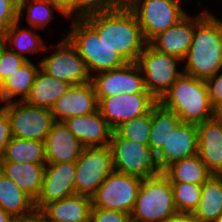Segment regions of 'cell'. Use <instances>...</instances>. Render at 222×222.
I'll use <instances>...</instances> for the list:
<instances>
[{"label":"cell","mask_w":222,"mask_h":222,"mask_svg":"<svg viewBox=\"0 0 222 222\" xmlns=\"http://www.w3.org/2000/svg\"><path fill=\"white\" fill-rule=\"evenodd\" d=\"M82 17L127 63L137 62L148 44L136 15L127 5L114 10L90 12Z\"/></svg>","instance_id":"obj_1"},{"label":"cell","mask_w":222,"mask_h":222,"mask_svg":"<svg viewBox=\"0 0 222 222\" xmlns=\"http://www.w3.org/2000/svg\"><path fill=\"white\" fill-rule=\"evenodd\" d=\"M214 13V14H213ZM210 11L195 27L183 73L207 80L222 70V18Z\"/></svg>","instance_id":"obj_2"},{"label":"cell","mask_w":222,"mask_h":222,"mask_svg":"<svg viewBox=\"0 0 222 222\" xmlns=\"http://www.w3.org/2000/svg\"><path fill=\"white\" fill-rule=\"evenodd\" d=\"M184 123L201 124L217 115L212 107L205 80L183 73L158 101Z\"/></svg>","instance_id":"obj_3"},{"label":"cell","mask_w":222,"mask_h":222,"mask_svg":"<svg viewBox=\"0 0 222 222\" xmlns=\"http://www.w3.org/2000/svg\"><path fill=\"white\" fill-rule=\"evenodd\" d=\"M66 37L76 47L91 77L124 66L127 62L110 48L98 32L82 17H70Z\"/></svg>","instance_id":"obj_4"},{"label":"cell","mask_w":222,"mask_h":222,"mask_svg":"<svg viewBox=\"0 0 222 222\" xmlns=\"http://www.w3.org/2000/svg\"><path fill=\"white\" fill-rule=\"evenodd\" d=\"M177 214L169 178L164 173L143 178L131 222H166Z\"/></svg>","instance_id":"obj_5"},{"label":"cell","mask_w":222,"mask_h":222,"mask_svg":"<svg viewBox=\"0 0 222 222\" xmlns=\"http://www.w3.org/2000/svg\"><path fill=\"white\" fill-rule=\"evenodd\" d=\"M109 147L112 154L113 170L140 178H149L164 173L157 153L149 145L121 137L112 131Z\"/></svg>","instance_id":"obj_6"},{"label":"cell","mask_w":222,"mask_h":222,"mask_svg":"<svg viewBox=\"0 0 222 222\" xmlns=\"http://www.w3.org/2000/svg\"><path fill=\"white\" fill-rule=\"evenodd\" d=\"M61 36L56 44L48 42L45 55L43 54L39 60L40 68L52 77L71 85L91 82V75L76 47L66 37V34Z\"/></svg>","instance_id":"obj_7"},{"label":"cell","mask_w":222,"mask_h":222,"mask_svg":"<svg viewBox=\"0 0 222 222\" xmlns=\"http://www.w3.org/2000/svg\"><path fill=\"white\" fill-rule=\"evenodd\" d=\"M140 67L146 90L159 101L175 81L183 74L182 60L161 53L149 44L136 62Z\"/></svg>","instance_id":"obj_8"},{"label":"cell","mask_w":222,"mask_h":222,"mask_svg":"<svg viewBox=\"0 0 222 222\" xmlns=\"http://www.w3.org/2000/svg\"><path fill=\"white\" fill-rule=\"evenodd\" d=\"M182 2L183 0H129L127 6L136 15L143 36L149 42L188 13V7L183 6Z\"/></svg>","instance_id":"obj_9"},{"label":"cell","mask_w":222,"mask_h":222,"mask_svg":"<svg viewBox=\"0 0 222 222\" xmlns=\"http://www.w3.org/2000/svg\"><path fill=\"white\" fill-rule=\"evenodd\" d=\"M142 178L112 171L91 197L92 208L132 213Z\"/></svg>","instance_id":"obj_10"},{"label":"cell","mask_w":222,"mask_h":222,"mask_svg":"<svg viewBox=\"0 0 222 222\" xmlns=\"http://www.w3.org/2000/svg\"><path fill=\"white\" fill-rule=\"evenodd\" d=\"M112 171L109 146L83 148L76 161V194L91 198Z\"/></svg>","instance_id":"obj_11"},{"label":"cell","mask_w":222,"mask_h":222,"mask_svg":"<svg viewBox=\"0 0 222 222\" xmlns=\"http://www.w3.org/2000/svg\"><path fill=\"white\" fill-rule=\"evenodd\" d=\"M6 113L10 120L12 137L26 140L45 141L56 122L50 109L15 101L7 104Z\"/></svg>","instance_id":"obj_12"},{"label":"cell","mask_w":222,"mask_h":222,"mask_svg":"<svg viewBox=\"0 0 222 222\" xmlns=\"http://www.w3.org/2000/svg\"><path fill=\"white\" fill-rule=\"evenodd\" d=\"M98 110L114 131L122 123L149 112L158 101L150 93L97 98Z\"/></svg>","instance_id":"obj_13"},{"label":"cell","mask_w":222,"mask_h":222,"mask_svg":"<svg viewBox=\"0 0 222 222\" xmlns=\"http://www.w3.org/2000/svg\"><path fill=\"white\" fill-rule=\"evenodd\" d=\"M97 98L121 94L149 93L144 84L142 71L136 62L94 74L91 77Z\"/></svg>","instance_id":"obj_14"},{"label":"cell","mask_w":222,"mask_h":222,"mask_svg":"<svg viewBox=\"0 0 222 222\" xmlns=\"http://www.w3.org/2000/svg\"><path fill=\"white\" fill-rule=\"evenodd\" d=\"M204 7L198 14H189L188 11L175 25L157 34L148 44L161 53L183 60L190 49L196 25L211 11L207 6Z\"/></svg>","instance_id":"obj_15"},{"label":"cell","mask_w":222,"mask_h":222,"mask_svg":"<svg viewBox=\"0 0 222 222\" xmlns=\"http://www.w3.org/2000/svg\"><path fill=\"white\" fill-rule=\"evenodd\" d=\"M76 162L46 164L42 187L35 202L38 212L44 205L76 194Z\"/></svg>","instance_id":"obj_16"},{"label":"cell","mask_w":222,"mask_h":222,"mask_svg":"<svg viewBox=\"0 0 222 222\" xmlns=\"http://www.w3.org/2000/svg\"><path fill=\"white\" fill-rule=\"evenodd\" d=\"M98 100L92 82L72 85L71 88L51 107L55 121L62 122L73 116L95 112Z\"/></svg>","instance_id":"obj_17"},{"label":"cell","mask_w":222,"mask_h":222,"mask_svg":"<svg viewBox=\"0 0 222 222\" xmlns=\"http://www.w3.org/2000/svg\"><path fill=\"white\" fill-rule=\"evenodd\" d=\"M84 148L109 146L112 129L100 111L73 116L62 121Z\"/></svg>","instance_id":"obj_18"},{"label":"cell","mask_w":222,"mask_h":222,"mask_svg":"<svg viewBox=\"0 0 222 222\" xmlns=\"http://www.w3.org/2000/svg\"><path fill=\"white\" fill-rule=\"evenodd\" d=\"M198 130L195 124L181 122L166 145L157 153L164 171L172 163L198 154Z\"/></svg>","instance_id":"obj_19"},{"label":"cell","mask_w":222,"mask_h":222,"mask_svg":"<svg viewBox=\"0 0 222 222\" xmlns=\"http://www.w3.org/2000/svg\"><path fill=\"white\" fill-rule=\"evenodd\" d=\"M91 198L79 194L44 205L37 215L42 222H88Z\"/></svg>","instance_id":"obj_20"},{"label":"cell","mask_w":222,"mask_h":222,"mask_svg":"<svg viewBox=\"0 0 222 222\" xmlns=\"http://www.w3.org/2000/svg\"><path fill=\"white\" fill-rule=\"evenodd\" d=\"M196 126L198 155L213 174L219 175L222 173V120L216 115Z\"/></svg>","instance_id":"obj_21"},{"label":"cell","mask_w":222,"mask_h":222,"mask_svg":"<svg viewBox=\"0 0 222 222\" xmlns=\"http://www.w3.org/2000/svg\"><path fill=\"white\" fill-rule=\"evenodd\" d=\"M44 142L46 164L76 162L84 148L65 124L59 121L53 124Z\"/></svg>","instance_id":"obj_22"},{"label":"cell","mask_w":222,"mask_h":222,"mask_svg":"<svg viewBox=\"0 0 222 222\" xmlns=\"http://www.w3.org/2000/svg\"><path fill=\"white\" fill-rule=\"evenodd\" d=\"M0 207L16 220H26L37 215L34 200L1 171Z\"/></svg>","instance_id":"obj_23"},{"label":"cell","mask_w":222,"mask_h":222,"mask_svg":"<svg viewBox=\"0 0 222 222\" xmlns=\"http://www.w3.org/2000/svg\"><path fill=\"white\" fill-rule=\"evenodd\" d=\"M56 13L68 23L70 16L51 0H19L18 21L24 23L25 20L28 27L44 32L52 27Z\"/></svg>","instance_id":"obj_24"},{"label":"cell","mask_w":222,"mask_h":222,"mask_svg":"<svg viewBox=\"0 0 222 222\" xmlns=\"http://www.w3.org/2000/svg\"><path fill=\"white\" fill-rule=\"evenodd\" d=\"M22 24L23 23L18 21L12 24L4 32L7 40V46L11 51L24 57L27 61L31 60V57H29L30 54L32 56L34 54H36L37 57L40 56L38 58V60H40L43 53H45L47 43H45V39L39 33V30L26 26L25 28H22Z\"/></svg>","instance_id":"obj_25"},{"label":"cell","mask_w":222,"mask_h":222,"mask_svg":"<svg viewBox=\"0 0 222 222\" xmlns=\"http://www.w3.org/2000/svg\"><path fill=\"white\" fill-rule=\"evenodd\" d=\"M46 164L0 162V171L12 179L34 201L43 182Z\"/></svg>","instance_id":"obj_26"},{"label":"cell","mask_w":222,"mask_h":222,"mask_svg":"<svg viewBox=\"0 0 222 222\" xmlns=\"http://www.w3.org/2000/svg\"><path fill=\"white\" fill-rule=\"evenodd\" d=\"M71 86L70 83L56 79L40 68L25 102L32 106L51 109L53 104L58 101Z\"/></svg>","instance_id":"obj_27"},{"label":"cell","mask_w":222,"mask_h":222,"mask_svg":"<svg viewBox=\"0 0 222 222\" xmlns=\"http://www.w3.org/2000/svg\"><path fill=\"white\" fill-rule=\"evenodd\" d=\"M33 58L16 70L3 84L0 85V96L8 103L25 101L34 83L40 62ZM36 61V62H34Z\"/></svg>","instance_id":"obj_28"},{"label":"cell","mask_w":222,"mask_h":222,"mask_svg":"<svg viewBox=\"0 0 222 222\" xmlns=\"http://www.w3.org/2000/svg\"><path fill=\"white\" fill-rule=\"evenodd\" d=\"M181 122V119L173 111L164 108L158 102L151 109L149 147L158 153Z\"/></svg>","instance_id":"obj_29"},{"label":"cell","mask_w":222,"mask_h":222,"mask_svg":"<svg viewBox=\"0 0 222 222\" xmlns=\"http://www.w3.org/2000/svg\"><path fill=\"white\" fill-rule=\"evenodd\" d=\"M222 212V177L213 174L202 184L201 199L192 214L201 222H215Z\"/></svg>","instance_id":"obj_30"},{"label":"cell","mask_w":222,"mask_h":222,"mask_svg":"<svg viewBox=\"0 0 222 222\" xmlns=\"http://www.w3.org/2000/svg\"><path fill=\"white\" fill-rule=\"evenodd\" d=\"M170 182L192 183L202 185L213 173L198 154L176 161L164 170Z\"/></svg>","instance_id":"obj_31"},{"label":"cell","mask_w":222,"mask_h":222,"mask_svg":"<svg viewBox=\"0 0 222 222\" xmlns=\"http://www.w3.org/2000/svg\"><path fill=\"white\" fill-rule=\"evenodd\" d=\"M0 162L46 164L45 142L12 137Z\"/></svg>","instance_id":"obj_32"},{"label":"cell","mask_w":222,"mask_h":222,"mask_svg":"<svg viewBox=\"0 0 222 222\" xmlns=\"http://www.w3.org/2000/svg\"><path fill=\"white\" fill-rule=\"evenodd\" d=\"M171 185L178 213L193 214L201 199L202 185L185 182H171Z\"/></svg>","instance_id":"obj_33"},{"label":"cell","mask_w":222,"mask_h":222,"mask_svg":"<svg viewBox=\"0 0 222 222\" xmlns=\"http://www.w3.org/2000/svg\"><path fill=\"white\" fill-rule=\"evenodd\" d=\"M115 131L123 138L149 145L151 132V110L144 115L122 123Z\"/></svg>","instance_id":"obj_34"},{"label":"cell","mask_w":222,"mask_h":222,"mask_svg":"<svg viewBox=\"0 0 222 222\" xmlns=\"http://www.w3.org/2000/svg\"><path fill=\"white\" fill-rule=\"evenodd\" d=\"M26 62L27 59L7 48L0 60V85Z\"/></svg>","instance_id":"obj_35"},{"label":"cell","mask_w":222,"mask_h":222,"mask_svg":"<svg viewBox=\"0 0 222 222\" xmlns=\"http://www.w3.org/2000/svg\"><path fill=\"white\" fill-rule=\"evenodd\" d=\"M127 5V0H79V16L104 10H114Z\"/></svg>","instance_id":"obj_36"},{"label":"cell","mask_w":222,"mask_h":222,"mask_svg":"<svg viewBox=\"0 0 222 222\" xmlns=\"http://www.w3.org/2000/svg\"><path fill=\"white\" fill-rule=\"evenodd\" d=\"M19 0H0V33L18 22Z\"/></svg>","instance_id":"obj_37"},{"label":"cell","mask_w":222,"mask_h":222,"mask_svg":"<svg viewBox=\"0 0 222 222\" xmlns=\"http://www.w3.org/2000/svg\"><path fill=\"white\" fill-rule=\"evenodd\" d=\"M90 222H131L130 214L118 210L91 208Z\"/></svg>","instance_id":"obj_38"},{"label":"cell","mask_w":222,"mask_h":222,"mask_svg":"<svg viewBox=\"0 0 222 222\" xmlns=\"http://www.w3.org/2000/svg\"><path fill=\"white\" fill-rule=\"evenodd\" d=\"M205 82L212 107L216 112L222 110V70Z\"/></svg>","instance_id":"obj_39"},{"label":"cell","mask_w":222,"mask_h":222,"mask_svg":"<svg viewBox=\"0 0 222 222\" xmlns=\"http://www.w3.org/2000/svg\"><path fill=\"white\" fill-rule=\"evenodd\" d=\"M11 138L10 120L7 113H5L0 117V160L3 158L5 148Z\"/></svg>","instance_id":"obj_40"},{"label":"cell","mask_w":222,"mask_h":222,"mask_svg":"<svg viewBox=\"0 0 222 222\" xmlns=\"http://www.w3.org/2000/svg\"><path fill=\"white\" fill-rule=\"evenodd\" d=\"M59 5L70 17L79 16V0H51Z\"/></svg>","instance_id":"obj_41"},{"label":"cell","mask_w":222,"mask_h":222,"mask_svg":"<svg viewBox=\"0 0 222 222\" xmlns=\"http://www.w3.org/2000/svg\"><path fill=\"white\" fill-rule=\"evenodd\" d=\"M166 222H201L192 214H180L173 216L172 218L168 219Z\"/></svg>","instance_id":"obj_42"},{"label":"cell","mask_w":222,"mask_h":222,"mask_svg":"<svg viewBox=\"0 0 222 222\" xmlns=\"http://www.w3.org/2000/svg\"><path fill=\"white\" fill-rule=\"evenodd\" d=\"M16 219L0 207V222H14Z\"/></svg>","instance_id":"obj_43"},{"label":"cell","mask_w":222,"mask_h":222,"mask_svg":"<svg viewBox=\"0 0 222 222\" xmlns=\"http://www.w3.org/2000/svg\"><path fill=\"white\" fill-rule=\"evenodd\" d=\"M8 48L7 40L4 33H0V60L3 56L4 51Z\"/></svg>","instance_id":"obj_44"},{"label":"cell","mask_w":222,"mask_h":222,"mask_svg":"<svg viewBox=\"0 0 222 222\" xmlns=\"http://www.w3.org/2000/svg\"><path fill=\"white\" fill-rule=\"evenodd\" d=\"M8 102L0 96V117L6 113Z\"/></svg>","instance_id":"obj_45"},{"label":"cell","mask_w":222,"mask_h":222,"mask_svg":"<svg viewBox=\"0 0 222 222\" xmlns=\"http://www.w3.org/2000/svg\"><path fill=\"white\" fill-rule=\"evenodd\" d=\"M14 222H42L38 215L26 220H15Z\"/></svg>","instance_id":"obj_46"},{"label":"cell","mask_w":222,"mask_h":222,"mask_svg":"<svg viewBox=\"0 0 222 222\" xmlns=\"http://www.w3.org/2000/svg\"><path fill=\"white\" fill-rule=\"evenodd\" d=\"M215 222H222V212L220 213Z\"/></svg>","instance_id":"obj_47"},{"label":"cell","mask_w":222,"mask_h":222,"mask_svg":"<svg viewBox=\"0 0 222 222\" xmlns=\"http://www.w3.org/2000/svg\"><path fill=\"white\" fill-rule=\"evenodd\" d=\"M217 114H222V110L218 111Z\"/></svg>","instance_id":"obj_48"},{"label":"cell","mask_w":222,"mask_h":222,"mask_svg":"<svg viewBox=\"0 0 222 222\" xmlns=\"http://www.w3.org/2000/svg\"><path fill=\"white\" fill-rule=\"evenodd\" d=\"M220 118H221V120H222V114H217Z\"/></svg>","instance_id":"obj_49"}]
</instances>
